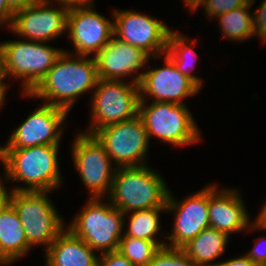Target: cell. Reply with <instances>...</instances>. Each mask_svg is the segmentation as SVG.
<instances>
[{
	"label": "cell",
	"mask_w": 266,
	"mask_h": 266,
	"mask_svg": "<svg viewBox=\"0 0 266 266\" xmlns=\"http://www.w3.org/2000/svg\"><path fill=\"white\" fill-rule=\"evenodd\" d=\"M250 0H193L188 6V12L195 13L202 9L204 18L214 20L220 14L246 5Z\"/></svg>",
	"instance_id": "obj_26"
},
{
	"label": "cell",
	"mask_w": 266,
	"mask_h": 266,
	"mask_svg": "<svg viewBox=\"0 0 266 266\" xmlns=\"http://www.w3.org/2000/svg\"><path fill=\"white\" fill-rule=\"evenodd\" d=\"M260 208L261 209H259L258 215L255 218H253L254 219L253 222L249 225L248 231L246 230L245 233H248V232L255 233V231L257 232V230L259 232L261 230L262 232L264 231L266 232V200Z\"/></svg>",
	"instance_id": "obj_31"
},
{
	"label": "cell",
	"mask_w": 266,
	"mask_h": 266,
	"mask_svg": "<svg viewBox=\"0 0 266 266\" xmlns=\"http://www.w3.org/2000/svg\"><path fill=\"white\" fill-rule=\"evenodd\" d=\"M188 107L172 102L140 101L138 115L150 143L155 137L159 143L172 145V148L198 145L202 141V131Z\"/></svg>",
	"instance_id": "obj_5"
},
{
	"label": "cell",
	"mask_w": 266,
	"mask_h": 266,
	"mask_svg": "<svg viewBox=\"0 0 266 266\" xmlns=\"http://www.w3.org/2000/svg\"><path fill=\"white\" fill-rule=\"evenodd\" d=\"M94 58L99 79L124 80L139 84L150 56L142 49L113 35L110 42Z\"/></svg>",
	"instance_id": "obj_17"
},
{
	"label": "cell",
	"mask_w": 266,
	"mask_h": 266,
	"mask_svg": "<svg viewBox=\"0 0 266 266\" xmlns=\"http://www.w3.org/2000/svg\"><path fill=\"white\" fill-rule=\"evenodd\" d=\"M158 172L150 164L117 168L107 199L124 214L166 207L170 188Z\"/></svg>",
	"instance_id": "obj_3"
},
{
	"label": "cell",
	"mask_w": 266,
	"mask_h": 266,
	"mask_svg": "<svg viewBox=\"0 0 266 266\" xmlns=\"http://www.w3.org/2000/svg\"><path fill=\"white\" fill-rule=\"evenodd\" d=\"M162 213L163 215L167 213L166 207L137 210L124 214L123 236L147 241H166V234H164L162 220L160 219Z\"/></svg>",
	"instance_id": "obj_23"
},
{
	"label": "cell",
	"mask_w": 266,
	"mask_h": 266,
	"mask_svg": "<svg viewBox=\"0 0 266 266\" xmlns=\"http://www.w3.org/2000/svg\"><path fill=\"white\" fill-rule=\"evenodd\" d=\"M98 71L93 56H81L63 51L46 76L22 98H35L66 110L68 113L83 94L93 92L98 83Z\"/></svg>",
	"instance_id": "obj_1"
},
{
	"label": "cell",
	"mask_w": 266,
	"mask_h": 266,
	"mask_svg": "<svg viewBox=\"0 0 266 266\" xmlns=\"http://www.w3.org/2000/svg\"><path fill=\"white\" fill-rule=\"evenodd\" d=\"M70 144L75 171L89 192L88 198H107L117 167L94 135L76 132Z\"/></svg>",
	"instance_id": "obj_9"
},
{
	"label": "cell",
	"mask_w": 266,
	"mask_h": 266,
	"mask_svg": "<svg viewBox=\"0 0 266 266\" xmlns=\"http://www.w3.org/2000/svg\"><path fill=\"white\" fill-rule=\"evenodd\" d=\"M186 35L172 29L168 36L165 54L173 61L180 73L202 89L205 82L193 72L199 60L198 54L193 47L196 45L195 41L197 39H190L189 35Z\"/></svg>",
	"instance_id": "obj_22"
},
{
	"label": "cell",
	"mask_w": 266,
	"mask_h": 266,
	"mask_svg": "<svg viewBox=\"0 0 266 266\" xmlns=\"http://www.w3.org/2000/svg\"><path fill=\"white\" fill-rule=\"evenodd\" d=\"M14 207L8 203L0 211V266H11L31 251Z\"/></svg>",
	"instance_id": "obj_20"
},
{
	"label": "cell",
	"mask_w": 266,
	"mask_h": 266,
	"mask_svg": "<svg viewBox=\"0 0 266 266\" xmlns=\"http://www.w3.org/2000/svg\"><path fill=\"white\" fill-rule=\"evenodd\" d=\"M222 188L217 183L209 184V222L210 227L232 237L248 230L253 222L246 202L239 188Z\"/></svg>",
	"instance_id": "obj_18"
},
{
	"label": "cell",
	"mask_w": 266,
	"mask_h": 266,
	"mask_svg": "<svg viewBox=\"0 0 266 266\" xmlns=\"http://www.w3.org/2000/svg\"><path fill=\"white\" fill-rule=\"evenodd\" d=\"M114 36L138 47L150 57L165 54L171 27L153 15L134 10L113 9Z\"/></svg>",
	"instance_id": "obj_14"
},
{
	"label": "cell",
	"mask_w": 266,
	"mask_h": 266,
	"mask_svg": "<svg viewBox=\"0 0 266 266\" xmlns=\"http://www.w3.org/2000/svg\"><path fill=\"white\" fill-rule=\"evenodd\" d=\"M255 2V0H250L246 5L220 14L214 18L219 23V33L223 40L240 44L255 37L251 10Z\"/></svg>",
	"instance_id": "obj_24"
},
{
	"label": "cell",
	"mask_w": 266,
	"mask_h": 266,
	"mask_svg": "<svg viewBox=\"0 0 266 266\" xmlns=\"http://www.w3.org/2000/svg\"><path fill=\"white\" fill-rule=\"evenodd\" d=\"M117 167L149 164L150 140L140 116L111 124L93 134Z\"/></svg>",
	"instance_id": "obj_10"
},
{
	"label": "cell",
	"mask_w": 266,
	"mask_h": 266,
	"mask_svg": "<svg viewBox=\"0 0 266 266\" xmlns=\"http://www.w3.org/2000/svg\"><path fill=\"white\" fill-rule=\"evenodd\" d=\"M66 228L98 254L116 251L124 234V213L107 198H89Z\"/></svg>",
	"instance_id": "obj_6"
},
{
	"label": "cell",
	"mask_w": 266,
	"mask_h": 266,
	"mask_svg": "<svg viewBox=\"0 0 266 266\" xmlns=\"http://www.w3.org/2000/svg\"><path fill=\"white\" fill-rule=\"evenodd\" d=\"M90 121L83 133L97 130L138 116L139 84L124 80L99 79L89 98Z\"/></svg>",
	"instance_id": "obj_8"
},
{
	"label": "cell",
	"mask_w": 266,
	"mask_h": 266,
	"mask_svg": "<svg viewBox=\"0 0 266 266\" xmlns=\"http://www.w3.org/2000/svg\"><path fill=\"white\" fill-rule=\"evenodd\" d=\"M147 266H197L181 248L161 247Z\"/></svg>",
	"instance_id": "obj_27"
},
{
	"label": "cell",
	"mask_w": 266,
	"mask_h": 266,
	"mask_svg": "<svg viewBox=\"0 0 266 266\" xmlns=\"http://www.w3.org/2000/svg\"><path fill=\"white\" fill-rule=\"evenodd\" d=\"M59 149L60 145L0 149L3 175L7 183H13L11 191L53 192L61 188L64 176L58 160Z\"/></svg>",
	"instance_id": "obj_2"
},
{
	"label": "cell",
	"mask_w": 266,
	"mask_h": 266,
	"mask_svg": "<svg viewBox=\"0 0 266 266\" xmlns=\"http://www.w3.org/2000/svg\"><path fill=\"white\" fill-rule=\"evenodd\" d=\"M4 78V73H3V63H2V53L0 50V81Z\"/></svg>",
	"instance_id": "obj_38"
},
{
	"label": "cell",
	"mask_w": 266,
	"mask_h": 266,
	"mask_svg": "<svg viewBox=\"0 0 266 266\" xmlns=\"http://www.w3.org/2000/svg\"><path fill=\"white\" fill-rule=\"evenodd\" d=\"M14 13L15 11L9 6L7 0H0V25L3 28H7L11 24Z\"/></svg>",
	"instance_id": "obj_32"
},
{
	"label": "cell",
	"mask_w": 266,
	"mask_h": 266,
	"mask_svg": "<svg viewBox=\"0 0 266 266\" xmlns=\"http://www.w3.org/2000/svg\"><path fill=\"white\" fill-rule=\"evenodd\" d=\"M253 241V247L243 254L260 266H266V234L258 236Z\"/></svg>",
	"instance_id": "obj_29"
},
{
	"label": "cell",
	"mask_w": 266,
	"mask_h": 266,
	"mask_svg": "<svg viewBox=\"0 0 266 266\" xmlns=\"http://www.w3.org/2000/svg\"><path fill=\"white\" fill-rule=\"evenodd\" d=\"M97 266H135L118 250L99 254Z\"/></svg>",
	"instance_id": "obj_30"
},
{
	"label": "cell",
	"mask_w": 266,
	"mask_h": 266,
	"mask_svg": "<svg viewBox=\"0 0 266 266\" xmlns=\"http://www.w3.org/2000/svg\"><path fill=\"white\" fill-rule=\"evenodd\" d=\"M164 246H166V241H147L123 236L120 239L118 251L135 266H147L154 254Z\"/></svg>",
	"instance_id": "obj_25"
},
{
	"label": "cell",
	"mask_w": 266,
	"mask_h": 266,
	"mask_svg": "<svg viewBox=\"0 0 266 266\" xmlns=\"http://www.w3.org/2000/svg\"><path fill=\"white\" fill-rule=\"evenodd\" d=\"M170 189L167 198V214H172L171 233L167 232L166 246L182 248L202 230L210 227L209 222V184L199 191L192 192L177 200ZM174 213V214H173Z\"/></svg>",
	"instance_id": "obj_13"
},
{
	"label": "cell",
	"mask_w": 266,
	"mask_h": 266,
	"mask_svg": "<svg viewBox=\"0 0 266 266\" xmlns=\"http://www.w3.org/2000/svg\"><path fill=\"white\" fill-rule=\"evenodd\" d=\"M229 241L231 242L227 234L208 227L181 249L197 266H215L225 254Z\"/></svg>",
	"instance_id": "obj_21"
},
{
	"label": "cell",
	"mask_w": 266,
	"mask_h": 266,
	"mask_svg": "<svg viewBox=\"0 0 266 266\" xmlns=\"http://www.w3.org/2000/svg\"><path fill=\"white\" fill-rule=\"evenodd\" d=\"M163 59L161 67L151 68L150 60ZM149 66V67H148ZM139 83L140 101L172 102L187 105L188 98L196 97L201 89L178 71L173 61L163 54L150 57ZM149 68V69H148ZM185 100V101H184Z\"/></svg>",
	"instance_id": "obj_15"
},
{
	"label": "cell",
	"mask_w": 266,
	"mask_h": 266,
	"mask_svg": "<svg viewBox=\"0 0 266 266\" xmlns=\"http://www.w3.org/2000/svg\"><path fill=\"white\" fill-rule=\"evenodd\" d=\"M45 266H97L99 254L65 228L44 251Z\"/></svg>",
	"instance_id": "obj_19"
},
{
	"label": "cell",
	"mask_w": 266,
	"mask_h": 266,
	"mask_svg": "<svg viewBox=\"0 0 266 266\" xmlns=\"http://www.w3.org/2000/svg\"><path fill=\"white\" fill-rule=\"evenodd\" d=\"M254 34L260 40V44H266V0H262L260 4L252 8Z\"/></svg>",
	"instance_id": "obj_28"
},
{
	"label": "cell",
	"mask_w": 266,
	"mask_h": 266,
	"mask_svg": "<svg viewBox=\"0 0 266 266\" xmlns=\"http://www.w3.org/2000/svg\"><path fill=\"white\" fill-rule=\"evenodd\" d=\"M111 18L100 14L95 7L73 8L67 15L66 39L72 49L64 51L81 56L94 57L114 35L113 9Z\"/></svg>",
	"instance_id": "obj_16"
},
{
	"label": "cell",
	"mask_w": 266,
	"mask_h": 266,
	"mask_svg": "<svg viewBox=\"0 0 266 266\" xmlns=\"http://www.w3.org/2000/svg\"><path fill=\"white\" fill-rule=\"evenodd\" d=\"M56 3H60L63 7L68 10L73 8H85V7H96V0H53Z\"/></svg>",
	"instance_id": "obj_34"
},
{
	"label": "cell",
	"mask_w": 266,
	"mask_h": 266,
	"mask_svg": "<svg viewBox=\"0 0 266 266\" xmlns=\"http://www.w3.org/2000/svg\"><path fill=\"white\" fill-rule=\"evenodd\" d=\"M9 85L10 84L8 83L5 77L0 81V112L2 106L5 105V99L7 98V92L9 91L10 87Z\"/></svg>",
	"instance_id": "obj_37"
},
{
	"label": "cell",
	"mask_w": 266,
	"mask_h": 266,
	"mask_svg": "<svg viewBox=\"0 0 266 266\" xmlns=\"http://www.w3.org/2000/svg\"><path fill=\"white\" fill-rule=\"evenodd\" d=\"M69 113L59 107L42 103L19 123L0 149H20L40 145H60Z\"/></svg>",
	"instance_id": "obj_12"
},
{
	"label": "cell",
	"mask_w": 266,
	"mask_h": 266,
	"mask_svg": "<svg viewBox=\"0 0 266 266\" xmlns=\"http://www.w3.org/2000/svg\"><path fill=\"white\" fill-rule=\"evenodd\" d=\"M6 183V184H5ZM7 182L4 175H0V211L9 203L11 189L7 187ZM9 188V189H8Z\"/></svg>",
	"instance_id": "obj_35"
},
{
	"label": "cell",
	"mask_w": 266,
	"mask_h": 266,
	"mask_svg": "<svg viewBox=\"0 0 266 266\" xmlns=\"http://www.w3.org/2000/svg\"><path fill=\"white\" fill-rule=\"evenodd\" d=\"M215 266H260L247 258L244 254L218 262Z\"/></svg>",
	"instance_id": "obj_33"
},
{
	"label": "cell",
	"mask_w": 266,
	"mask_h": 266,
	"mask_svg": "<svg viewBox=\"0 0 266 266\" xmlns=\"http://www.w3.org/2000/svg\"><path fill=\"white\" fill-rule=\"evenodd\" d=\"M3 73L6 80L20 82V93H30L53 67L64 48L49 42L17 38L0 42Z\"/></svg>",
	"instance_id": "obj_4"
},
{
	"label": "cell",
	"mask_w": 266,
	"mask_h": 266,
	"mask_svg": "<svg viewBox=\"0 0 266 266\" xmlns=\"http://www.w3.org/2000/svg\"><path fill=\"white\" fill-rule=\"evenodd\" d=\"M51 191H11L9 203L16 210L28 245L46 250L66 228L67 222L51 200Z\"/></svg>",
	"instance_id": "obj_7"
},
{
	"label": "cell",
	"mask_w": 266,
	"mask_h": 266,
	"mask_svg": "<svg viewBox=\"0 0 266 266\" xmlns=\"http://www.w3.org/2000/svg\"><path fill=\"white\" fill-rule=\"evenodd\" d=\"M193 0H183V4L187 7Z\"/></svg>",
	"instance_id": "obj_39"
},
{
	"label": "cell",
	"mask_w": 266,
	"mask_h": 266,
	"mask_svg": "<svg viewBox=\"0 0 266 266\" xmlns=\"http://www.w3.org/2000/svg\"><path fill=\"white\" fill-rule=\"evenodd\" d=\"M38 1L40 0H7V3L14 11H16L18 9L26 8L27 6L35 4Z\"/></svg>",
	"instance_id": "obj_36"
},
{
	"label": "cell",
	"mask_w": 266,
	"mask_h": 266,
	"mask_svg": "<svg viewBox=\"0 0 266 266\" xmlns=\"http://www.w3.org/2000/svg\"><path fill=\"white\" fill-rule=\"evenodd\" d=\"M68 11L53 0H40L16 10L7 31L27 41L50 43L66 36Z\"/></svg>",
	"instance_id": "obj_11"
}]
</instances>
